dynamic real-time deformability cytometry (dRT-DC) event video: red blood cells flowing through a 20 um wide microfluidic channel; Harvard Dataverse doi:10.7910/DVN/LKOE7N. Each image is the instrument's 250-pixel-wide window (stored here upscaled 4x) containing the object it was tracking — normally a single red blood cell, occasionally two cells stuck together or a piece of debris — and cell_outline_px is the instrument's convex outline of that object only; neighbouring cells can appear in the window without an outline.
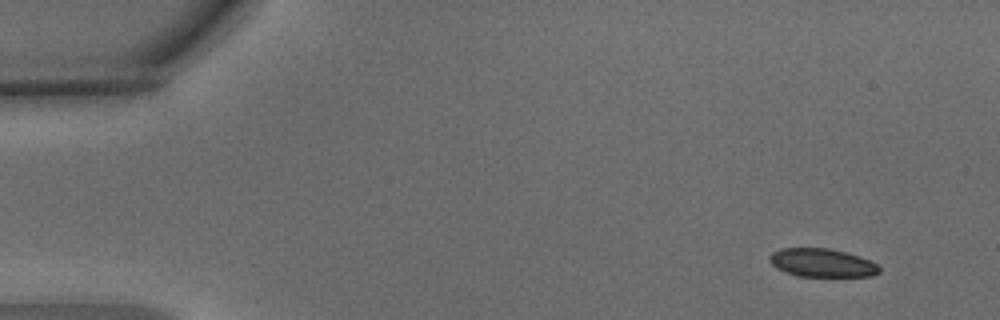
{"species": "common noctule bat (a hibernating species)", "species_latin": "Nyctalus noctula", "temperature_condition": "warm", "stored_images_in_passage": 4, "camera_frame_rate_fps": 3000, "um_per_image_px": 0.085, "animal": {"sex": "male", "body_mass_g": 15.6}, "frame": {"image": 1, "passage_image": 1, "time_ms": 0.0, "image_size_px": [1000, 320], "cell_outline_px": [[880, 272], [872, 276], [796, 276], [784, 272], [776, 268], [768, 260], [768, 256], [772, 252], [780, 248], [828, 248], [860, 256], [876, 264], [880, 268]], "centroid_in_image_um": [69.82, 22.34], "position_along_channel_um": 15.2, "area_um2": 18.21}}
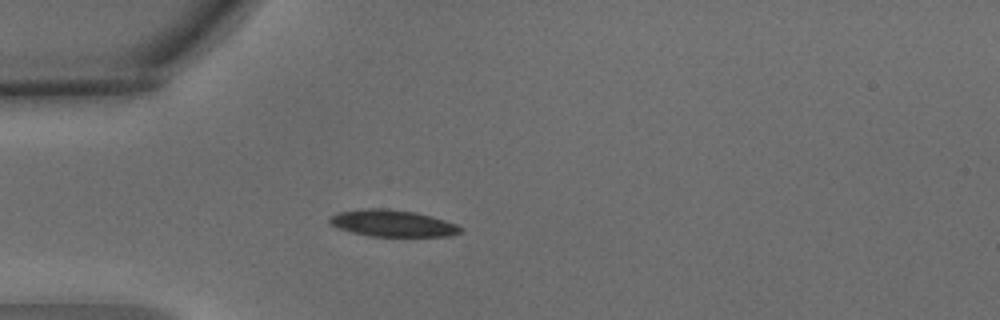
{"frame": {"image": 2, "passage_image": 4, "time_ms": 1.0, "image_size_px": [1000, 320], "cell_outline_px": [[464, 232], [452, 236], [372, 236], [352, 232], [340, 228], [332, 224], [328, 220], [328, 216], [336, 212], [364, 208], [388, 208], [416, 212], [432, 216], [456, 224], [464, 228]], "centroid_in_image_um": [33.4, 18.97], "position_along_channel_um": 51.6, "area_um2": 20.58}}